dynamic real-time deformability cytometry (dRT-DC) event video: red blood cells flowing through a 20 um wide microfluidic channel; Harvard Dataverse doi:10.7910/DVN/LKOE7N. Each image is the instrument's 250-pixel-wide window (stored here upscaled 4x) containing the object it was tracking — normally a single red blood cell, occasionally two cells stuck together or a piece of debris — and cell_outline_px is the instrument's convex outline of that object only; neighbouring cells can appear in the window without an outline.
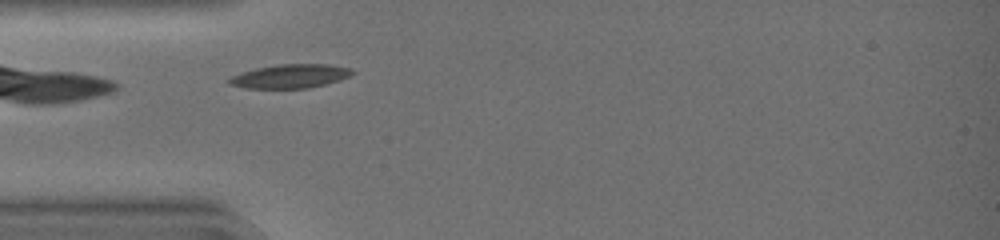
{"species": "common noctule bat (a hibernating species)", "species_latin": "Nyctalus noctula", "temperature_condition": "warm", "stored_images_in_passage": 27, "camera_frame_rate_fps": 3000, "um_per_image_px": 0.085, "animal": {"sex": "female", "body_mass_g": 19.0, "forearm_length_mm": 51.5}, "frame": {"image": 1, "passage_image": 1, "time_ms": 0.0, "image_size_px": [1000, 240], "cell_outline_px": [[356, 72], [340, 80], [308, 88], [244, 88], [228, 84], [224, 80], [240, 72], [256, 68], [276, 64], [328, 64], [352, 68]], "centroid_in_image_um": [24.63, 6.47], "position_along_channel_um": 60.4, "area_um2": 17.28}}
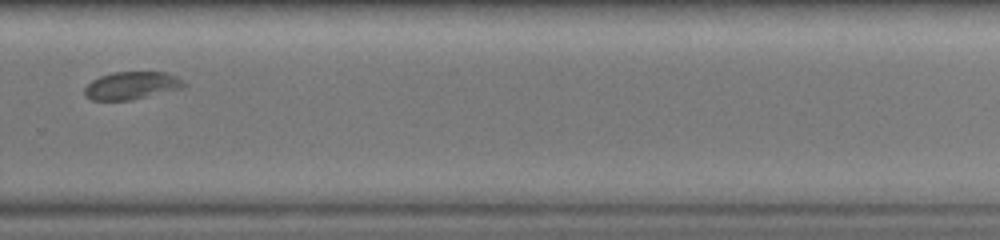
{"frame": {"image": 2, "passage_image": 19, "time_ms": 6.0, "image_size_px": [1000, 240], "cell_outline_px": [[188, 88], [132, 100], [92, 100], [84, 96], [84, 88], [92, 80], [100, 76], [112, 72], [168, 72], [184, 80], [188, 84]], "centroid_in_image_um": [11.27, 7.28], "position_along_channel_um": 318.5, "area_um2": 16.53}}
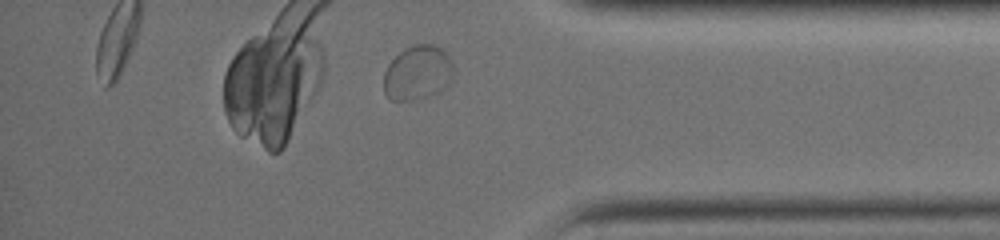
{"frame": {"image": 3, "passage_image": 25, "time_ms": 8.0, "image_size_px": [1000, 240], "cell_outline_px": [[452, 76], [440, 92], [428, 96], [404, 100], [388, 100], [384, 92], [384, 72], [388, 64], [404, 48], [416, 44], [436, 44], [448, 56], [452, 64]], "centroid_in_image_um": [35.46, 6.18], "position_along_channel_um": 399.7, "area_um2": 21.91}, "authors_computed_cell_mechanics": {"area_um2": 16.6464, "velocity_mm_per_s": 4.3301, "shape_relaxation_time_tau1_ms": 2.5356, "shape_relaxation_time_tau2_ms": null, "deformation_change_tau1": 0.1065, "deformation_change_tau2": null}}